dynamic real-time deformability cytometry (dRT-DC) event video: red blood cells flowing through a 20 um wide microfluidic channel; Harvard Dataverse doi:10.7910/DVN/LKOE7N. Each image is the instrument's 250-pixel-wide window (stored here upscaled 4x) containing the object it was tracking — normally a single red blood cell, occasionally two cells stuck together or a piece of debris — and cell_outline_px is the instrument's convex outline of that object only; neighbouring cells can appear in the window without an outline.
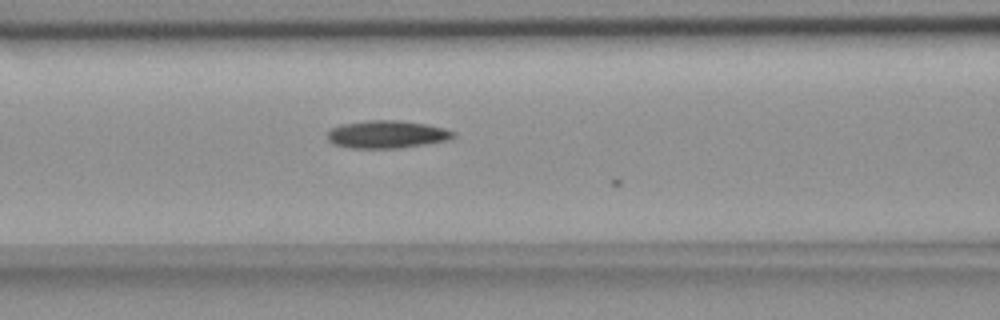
{"species": "common noctule bat (a hibernating species)", "species_latin": "Nyctalus noctula", "temperature_condition": "room temperature", "stored_images_in_passage": 19, "camera_frame_rate_fps": 3000, "um_per_image_px": 0.085, "animal": {"sex": "female", "body_mass_g": 18.4}, "frame": {"image": 1, "passage_image": 16, "time_ms": 5.0, "image_size_px": [1000, 320], "cell_outline_px": [[456, 136], [452, 140], [400, 148], [352, 148], [332, 144], [328, 140], [328, 132], [332, 128], [340, 124], [368, 120], [400, 120], [428, 124], [444, 128], [456, 132]], "centroid_in_image_um": [32.93, 11.42], "position_along_channel_um": 133.7, "area_um2": 20.63}}